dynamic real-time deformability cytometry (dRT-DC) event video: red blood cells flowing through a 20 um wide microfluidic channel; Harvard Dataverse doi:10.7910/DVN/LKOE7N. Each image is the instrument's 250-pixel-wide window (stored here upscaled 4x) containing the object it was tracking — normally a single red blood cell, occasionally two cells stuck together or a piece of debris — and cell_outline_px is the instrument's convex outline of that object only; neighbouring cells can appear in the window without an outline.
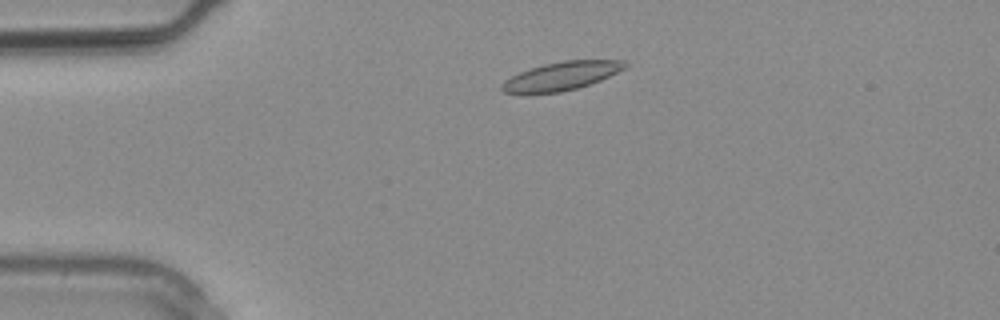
{"species": "common noctule bat (a hibernating species)", "species_latin": "Nyctalus noctula", "temperature_condition": "warm", "stored_images_in_passage": 2, "camera_frame_rate_fps": 3000, "um_per_image_px": 0.085, "animal": {"sex": "male", "body_mass_g": 20.4}, "frame": {"image": 1, "passage_image": 1, "time_ms": 0.0, "image_size_px": [1000, 320], "cell_outline_px": [[628, 68], [600, 80], [576, 88], [560, 92], [528, 96], [504, 92], [500, 88], [500, 84], [504, 80], [520, 72], [544, 64], [564, 60], [624, 60], [628, 64]], "centroid_in_image_um": [47.68, 6.49], "position_along_channel_um": 37.3, "area_um2": 20.87}}